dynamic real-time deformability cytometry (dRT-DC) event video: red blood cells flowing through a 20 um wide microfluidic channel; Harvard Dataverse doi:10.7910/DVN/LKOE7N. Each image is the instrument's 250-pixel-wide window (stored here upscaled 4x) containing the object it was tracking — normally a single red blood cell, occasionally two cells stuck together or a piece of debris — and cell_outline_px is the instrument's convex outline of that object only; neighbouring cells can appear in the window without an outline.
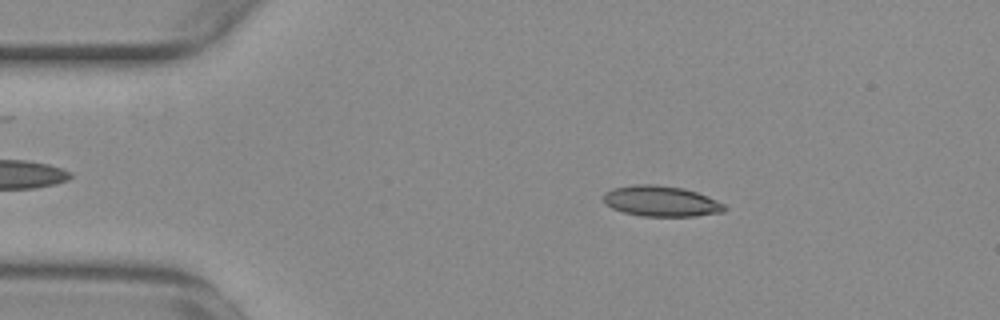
{"species": "common noctule bat (a hibernating species)", "species_latin": "Nyctalus noctula", "temperature_condition": "warm", "stored_images_in_passage": 47, "camera_frame_rate_fps": 3000, "um_per_image_px": 0.085, "animal": {"sex": "female", "body_mass_g": 29.2, "forearm_length_mm": 56.3}, "frame": {"image": 1, "passage_image": 10, "time_ms": 3.0, "image_size_px": [1000, 320], "cell_outline_px": [[728, 208], [724, 212], [696, 216], [640, 216], [624, 212], [612, 208], [604, 200], [604, 192], [612, 188], [636, 184], [656, 184], [684, 188], [708, 196], [724, 204]], "centroid_in_image_um": [56.22, 17.1], "position_along_channel_um": 28.8, "area_um2": 21.68}}
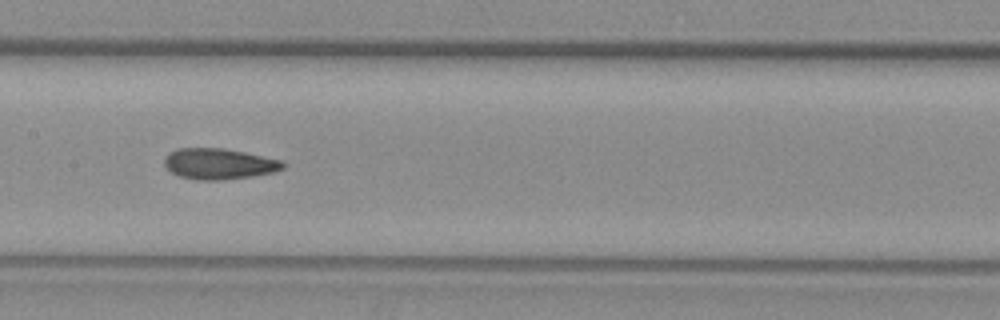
{"frame": {"image": 2, "passage_image": 27, "time_ms": 8.667, "image_size_px": [1000, 320], "cell_outline_px": [[284, 168], [272, 172], [252, 176], [220, 180], [196, 180], [180, 176], [172, 172], [164, 164], [164, 160], [176, 148], [220, 148], [244, 152], [284, 160]], "centroid_in_image_um": [18.64, 13.92], "position_along_channel_um": 188.8, "area_um2": 21.1}}
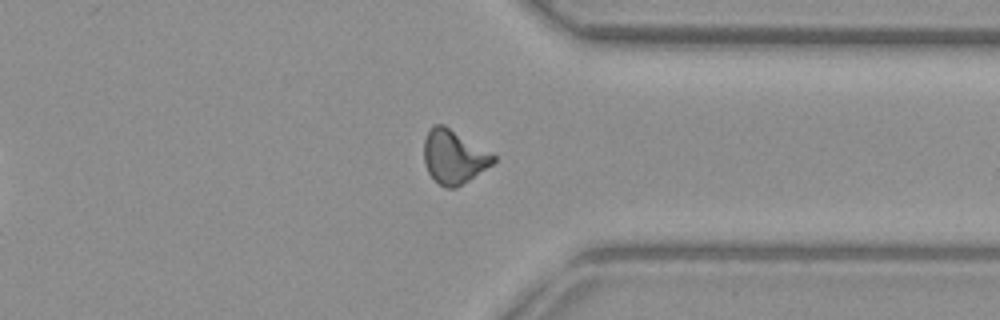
{"frame": {"image": 3, "passage_image": 42, "time_ms": 13.667, "image_size_px": [1000, 320], "cell_outline_px": [[496, 160], [492, 164], [456, 188], [444, 188], [428, 172], [424, 164], [424, 140], [428, 128], [432, 124], [444, 124], [496, 156]], "centroid_in_image_um": [38.53, 13.3], "position_along_channel_um": 372.9, "area_um2": 21.56}, "authors_computed_cell_mechanics": {"area_um2": 20.8658, "velocity_mm_per_s": 3.7695, "shape_relaxation_time_tau1_ms": null, "shape_relaxation_time_tau2_ms": 1.8699, "deformation_change_tau1": null, "deformation_change_tau2": 0.0754}}